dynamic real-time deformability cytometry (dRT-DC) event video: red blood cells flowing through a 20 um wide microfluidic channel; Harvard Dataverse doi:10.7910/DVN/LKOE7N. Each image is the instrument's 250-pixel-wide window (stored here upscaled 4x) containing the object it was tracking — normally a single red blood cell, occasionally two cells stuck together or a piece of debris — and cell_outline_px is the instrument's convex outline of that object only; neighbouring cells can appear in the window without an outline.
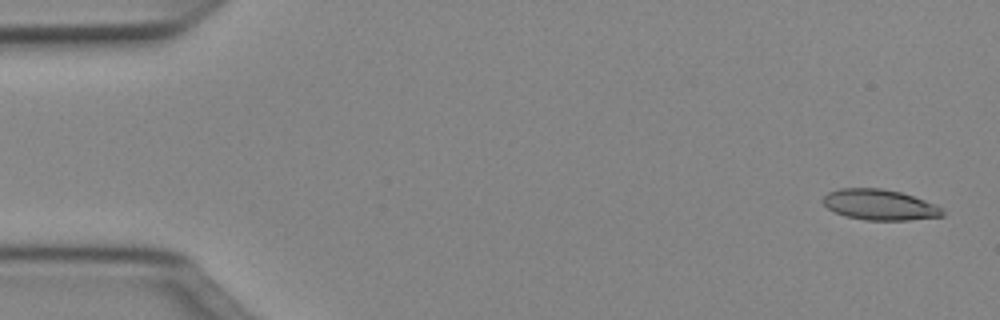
{"species": "Egyptian fruit bat (a non-hibernating species)", "species_latin": "Rousettus aegyptiacus", "temperature_condition": "cold", "stored_images_in_passage": 50, "camera_frame_rate_fps": 3000, "um_per_image_px": 0.085, "animal": {"sex": "female"}, "frame": {"image": 1, "passage_image": 2, "time_ms": 0.333, "image_size_px": [1000, 320], "cell_outline_px": [[944, 216], [908, 220], [864, 220], [844, 216], [828, 208], [824, 204], [824, 196], [828, 192], [840, 188], [880, 188], [900, 192], [936, 204], [944, 212]], "centroid_in_image_um": [74.77, 17.41], "position_along_channel_um": 10.2, "area_um2": 21.21}}
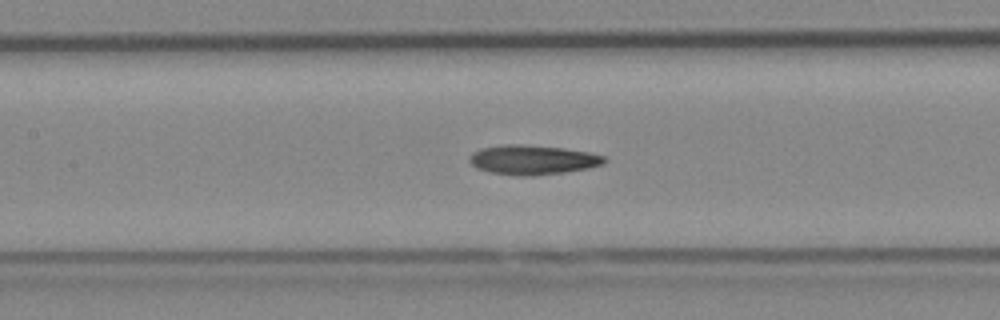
{"frame": {"image": 2, "passage_image": 23, "time_ms": 7.333, "image_size_px": [1000, 320], "cell_outline_px": [[608, 160], [600, 164], [588, 168], [564, 172], [532, 176], [516, 176], [492, 172], [476, 168], [468, 160], [468, 156], [472, 152], [480, 148], [504, 144], [520, 144], [564, 148], [588, 152], [604, 156]], "centroid_in_image_um": [45.23, 13.58], "position_along_channel_um": 162.2, "area_um2": 23.24}}
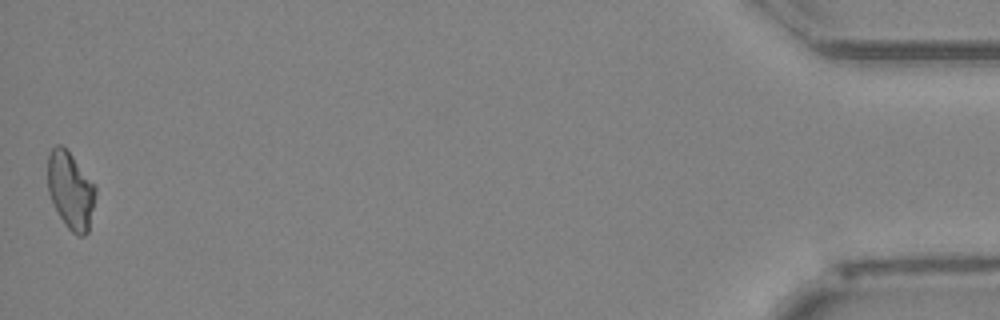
{"frame": {"image": 3, "passage_image": 50, "time_ms": 16.333, "image_size_px": [1000, 320], "cell_outline_px": [[96, 192], [88, 232], [84, 236], [76, 236], [64, 224], [48, 192], [48, 156], [52, 148], [56, 144], [60, 144], [72, 156], [96, 184]], "centroid_in_image_um": [6.01, 16.19], "position_along_channel_um": 429.2, "area_um2": 21.39}, "authors_computed_cell_mechanics": {"area_um2": 21.8195, "velocity_mm_per_s": 4.022, "shape_relaxation_time_tau1_ms": 6.4044, "shape_relaxation_time_tau2_ms": 5.4077, "deformation_change_tau1": 0.1767, "deformation_change_tau2": 0.1565}}